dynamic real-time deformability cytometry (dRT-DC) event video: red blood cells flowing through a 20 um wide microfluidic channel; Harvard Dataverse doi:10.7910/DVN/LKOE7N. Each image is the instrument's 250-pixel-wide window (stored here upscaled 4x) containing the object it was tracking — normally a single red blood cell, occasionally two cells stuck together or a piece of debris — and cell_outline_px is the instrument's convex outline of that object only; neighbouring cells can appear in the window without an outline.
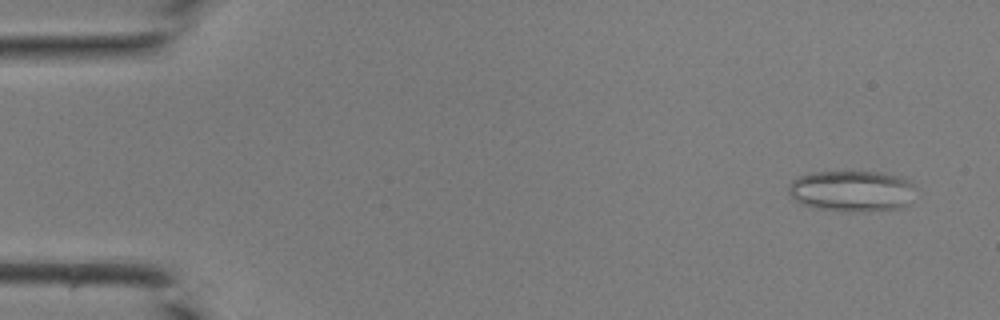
{"species": "common noctule bat (a hibernating species)", "species_latin": "Nyctalus noctula", "temperature_condition": "room temperature", "stored_images_in_passage": 43, "camera_frame_rate_fps": 3000, "um_per_image_px": 0.085, "animal": {"sex": "male", "body_mass_g": 19.0, "forearm_length_mm": 50.8}, "frame": {"image": 1, "passage_image": 3, "time_ms": 0.667, "image_size_px": [1000, 320], "cell_outline_px": [[912, 188], [908, 204], [900, 208], [860, 212], [848, 212], [816, 208], [804, 204], [796, 200], [788, 192], [788, 188], [792, 180], [796, 176], [812, 172], [880, 172], [900, 176], [912, 184]], "centroid_in_image_um": [72.35, 16.23], "position_along_channel_um": 12.6, "area_um2": 30.23}}
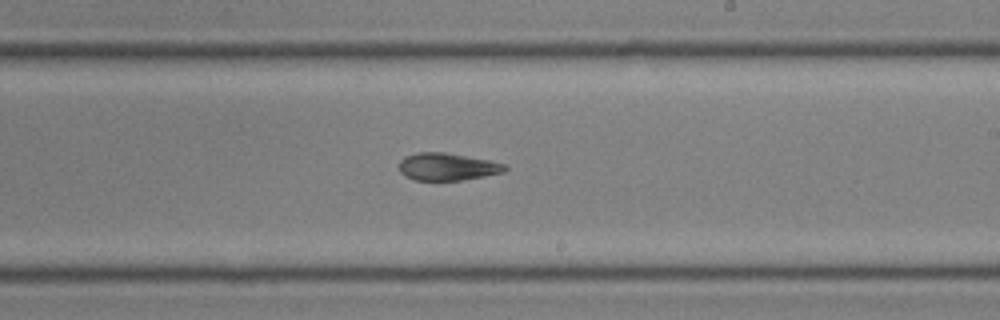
{"frame": {"image": 2, "passage_image": 26, "time_ms": 8.333, "image_size_px": [1000, 320], "cell_outline_px": [[508, 168], [504, 172], [484, 176], [460, 180], [416, 180], [404, 176], [400, 172], [400, 160], [404, 156], [416, 152], [444, 152], [488, 160], [504, 164]], "centroid_in_image_um": [37.99, 14.17], "position_along_channel_um": 251.0, "area_um2": 16.82}}
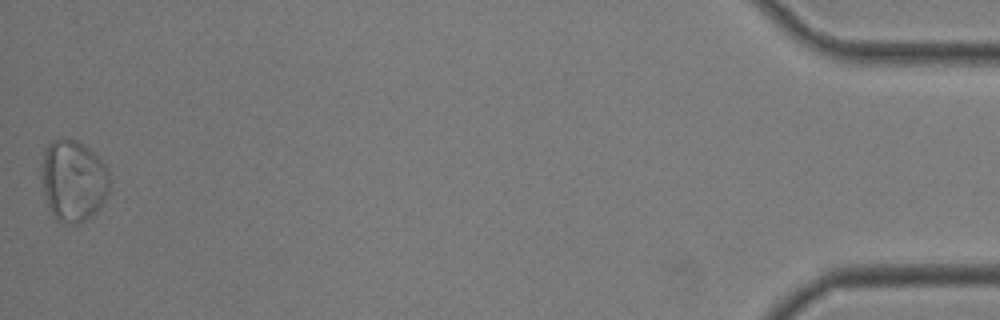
{"frame": {"image": 3, "passage_image": 43, "time_ms": 14.0, "image_size_px": [1000, 320], "cell_outline_px": [[112, 188], [96, 212], [92, 216], [80, 224], [72, 224], [56, 220], [52, 216], [44, 196], [44, 148], [52, 140], [76, 140], [84, 144], [104, 164], [108, 172], [112, 184]], "centroid_in_image_um": [6.28, 15.41], "position_along_channel_um": 428.9, "area_um2": 32.14}}